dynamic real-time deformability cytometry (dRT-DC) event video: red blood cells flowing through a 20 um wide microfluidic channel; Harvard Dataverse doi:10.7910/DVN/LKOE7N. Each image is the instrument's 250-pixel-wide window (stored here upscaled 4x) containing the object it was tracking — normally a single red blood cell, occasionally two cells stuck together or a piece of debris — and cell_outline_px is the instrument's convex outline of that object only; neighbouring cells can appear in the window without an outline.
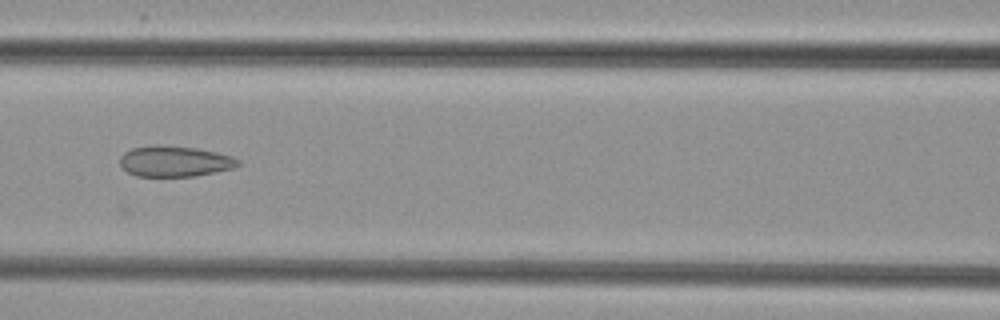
{"species": "common noctule bat (a hibernating species)", "species_latin": "Nyctalus noctula", "temperature_condition": "cold", "stored_images_in_passage": 9, "camera_frame_rate_fps": 3000, "um_per_image_px": 0.085, "animal": {"sex": "female", "body_mass_g": 29.2, "forearm_length_mm": 56.3}, "frame": {"image": 1, "passage_image": 6, "time_ms": 7.667, "image_size_px": [1000, 320], "cell_outline_px": [[240, 164], [236, 168], [196, 176], [136, 176], [128, 172], [120, 164], [120, 156], [124, 152], [132, 148], [152, 144], [156, 144], [196, 148], [216, 152], [232, 156], [240, 160]], "centroid_in_image_um": [14.87, 13.7], "position_along_channel_um": 151.7, "area_um2": 21.39}}
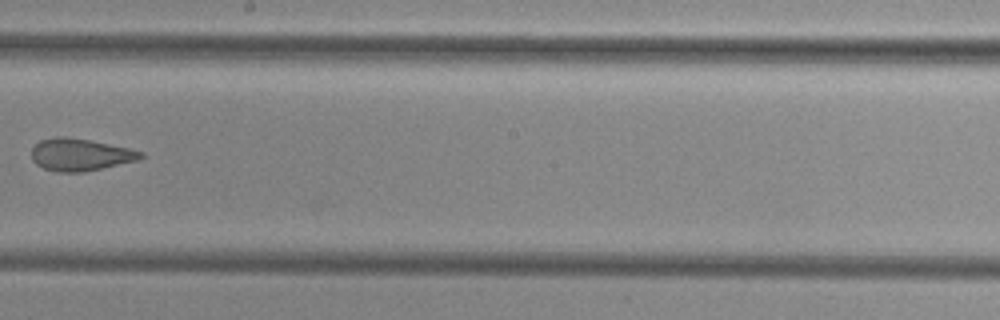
{"frame": {"image": 2, "passage_image": 8, "time_ms": 10.0, "image_size_px": [1000, 320], "cell_outline_px": [[144, 156], [140, 160], [84, 172], [56, 172], [44, 168], [36, 164], [32, 160], [32, 148], [40, 140], [56, 136], [64, 136], [88, 140], [128, 148], [144, 152]], "centroid_in_image_um": [6.82, 13.15], "position_along_channel_um": 241.4, "area_um2": 20.52}}
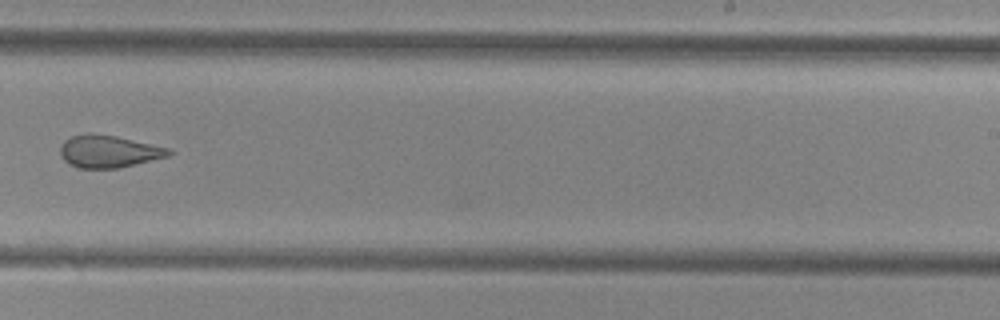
{"frame": {"image": 3, "passage_image": 9, "time_ms": 11.0, "image_size_px": [1000, 320], "cell_outline_px": [[176, 152], [168, 156], [120, 168], [80, 168], [68, 164], [60, 156], [60, 148], [64, 140], [72, 136], [84, 132], [92, 132], [116, 136], [168, 148]], "centroid_in_image_um": [9.21, 12.86], "position_along_channel_um": 279.8, "area_um2": 20.63}}